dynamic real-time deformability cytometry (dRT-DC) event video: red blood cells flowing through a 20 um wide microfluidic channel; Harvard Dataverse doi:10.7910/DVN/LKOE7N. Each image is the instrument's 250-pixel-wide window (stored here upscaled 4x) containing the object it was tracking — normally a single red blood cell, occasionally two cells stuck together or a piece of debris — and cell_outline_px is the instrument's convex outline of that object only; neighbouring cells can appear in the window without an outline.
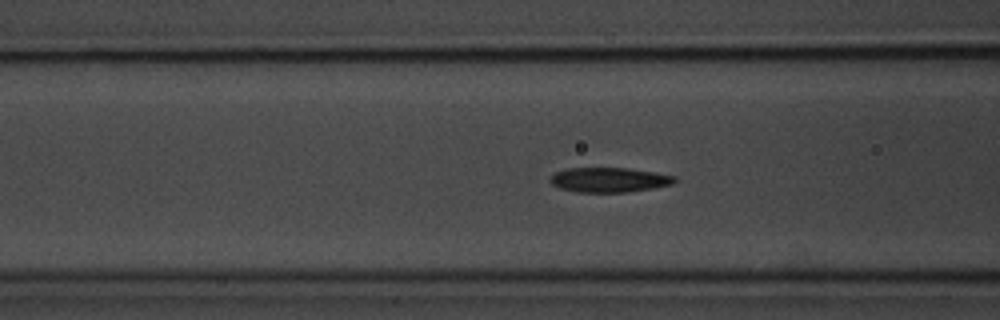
{"species": "common noctule bat (a hibernating species)", "species_latin": "Nyctalus noctula", "temperature_condition": "room temperature", "stored_images_in_passage": 56, "camera_frame_rate_fps": 3000, "um_per_image_px": 0.085, "animal": {"sex": "male", "body_mass_g": 20.1, "forearm_length_mm": 53.5}, "frame": {"image": 1, "passage_image": 20, "time_ms": 6.333, "image_size_px": [1000, 320], "cell_outline_px": [[676, 180], [672, 184], [652, 188], [628, 192], [580, 192], [560, 188], [552, 184], [552, 176], [556, 172], [568, 168], [628, 168], [676, 176]], "centroid_in_image_um": [51.8, 15.28], "position_along_channel_um": 114.8, "area_um2": 17.63}}
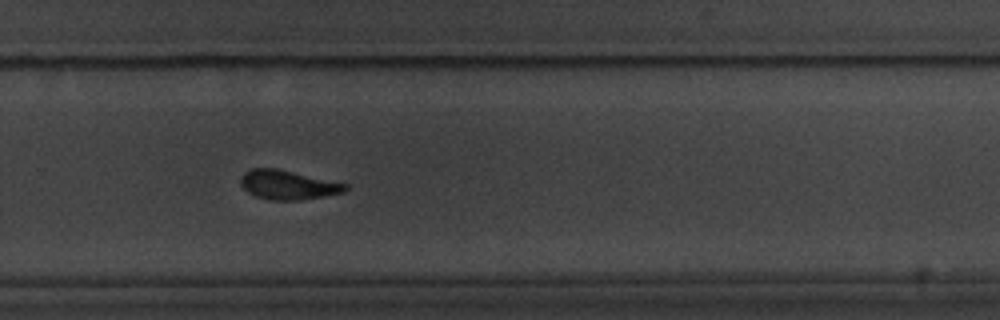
{"frame": {"image": 2, "passage_image": 36, "time_ms": 11.667, "image_size_px": [1000, 320], "cell_outline_px": [[348, 188], [344, 192], [324, 196], [300, 200], [272, 200], [256, 196], [248, 192], [240, 184], [240, 180], [244, 172], [252, 168], [276, 168], [348, 184]], "centroid_in_image_um": [24.47, 15.71], "position_along_channel_um": 305.3, "area_um2": 17.69}}
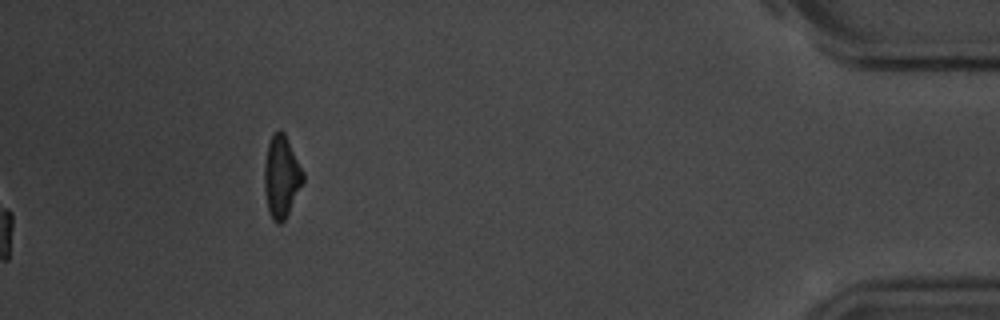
{"frame": {"image": 3, "passage_image": 56, "time_ms": 18.333, "image_size_px": [1000, 320], "cell_outline_px": [[304, 180], [284, 220], [280, 224], [276, 224], [272, 220], [268, 212], [264, 192], [264, 164], [268, 144], [276, 128], [280, 128], [284, 132], [304, 172]], "centroid_in_image_um": [23.9, 15.0], "position_along_channel_um": 411.3, "area_um2": 18.55}, "authors_computed_cell_mechanics": {"area_um2": 18.0047, "velocity_mm_per_s": 3.5702, "shape_relaxation_time_tau1_ms": 4.9302, "shape_relaxation_time_tau2_ms": 3.6197, "deformation_change_tau1": 0.1685, "deformation_change_tau2": 0.0957}}